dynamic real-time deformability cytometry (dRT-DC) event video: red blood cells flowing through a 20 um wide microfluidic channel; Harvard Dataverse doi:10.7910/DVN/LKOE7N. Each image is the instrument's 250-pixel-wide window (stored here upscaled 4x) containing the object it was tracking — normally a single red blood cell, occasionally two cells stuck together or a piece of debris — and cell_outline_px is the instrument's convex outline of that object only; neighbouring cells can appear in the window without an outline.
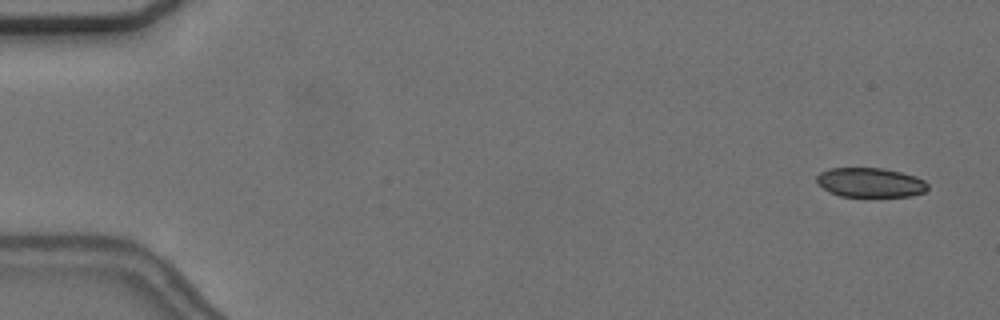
{"species": "common noctule bat (a hibernating species)", "species_latin": "Nyctalus noctula", "temperature_condition": "cold", "stored_images_in_passage": 56, "camera_frame_rate_fps": 3000, "um_per_image_px": 0.085, "animal": {"sex": "female", "body_mass_g": 24.6, "forearm_length_mm": 56.2}, "frame": {"image": 1, "passage_image": 3, "time_ms": 0.667, "image_size_px": [1000, 320], "cell_outline_px": [[928, 188], [924, 192], [912, 196], [840, 196], [828, 192], [816, 180], [816, 176], [820, 172], [828, 168], [880, 168], [900, 172], [916, 176], [924, 180], [928, 184]], "centroid_in_image_um": [73.97, 15.51], "position_along_channel_um": 11.0, "area_um2": 19.02}}
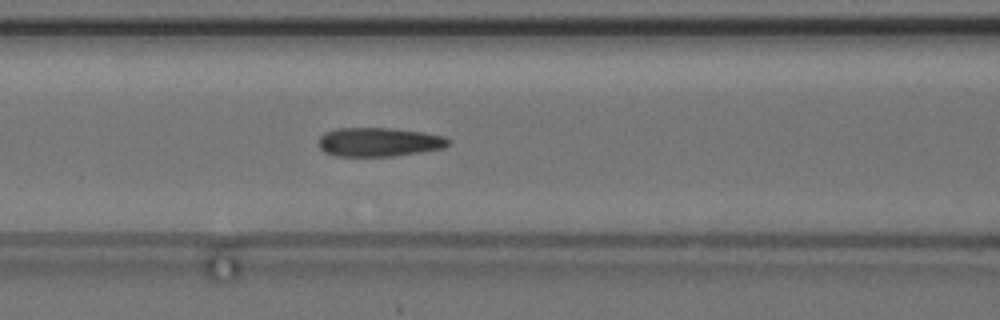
{"frame": {"image": 2, "passage_image": 24, "time_ms": 7.667, "image_size_px": [1000, 320], "cell_outline_px": [[452, 144], [444, 148], [420, 152], [392, 156], [336, 156], [324, 152], [320, 148], [320, 136], [324, 132], [336, 128], [392, 128], [424, 132], [444, 136], [452, 140]], "centroid_in_image_um": [32.26, 12.07], "position_along_channel_um": 134.3, "area_um2": 22.08}}
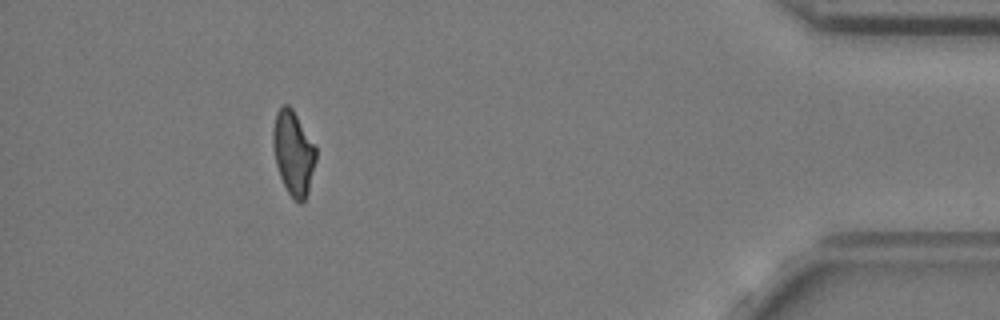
{"frame": {"image": 3, "passage_image": 51, "time_ms": 16.667, "image_size_px": [1000, 320], "cell_outline_px": [[316, 160], [308, 192], [304, 200], [300, 204], [288, 192], [280, 176], [276, 164], [272, 144], [272, 128], [276, 112], [284, 104], [288, 104], [292, 108], [316, 148]], "centroid_in_image_um": [24.92, 12.98], "position_along_channel_um": 410.3, "area_um2": 20.87}, "authors_computed_cell_mechanics": {"area_um2": 21.8195, "velocity_mm_per_s": 3.6912, "shape_relaxation_time_tau1_ms": null, "shape_relaxation_time_tau2_ms": 2.8987, "deformation_change_tau1": null, "deformation_change_tau2": 0.0815}}